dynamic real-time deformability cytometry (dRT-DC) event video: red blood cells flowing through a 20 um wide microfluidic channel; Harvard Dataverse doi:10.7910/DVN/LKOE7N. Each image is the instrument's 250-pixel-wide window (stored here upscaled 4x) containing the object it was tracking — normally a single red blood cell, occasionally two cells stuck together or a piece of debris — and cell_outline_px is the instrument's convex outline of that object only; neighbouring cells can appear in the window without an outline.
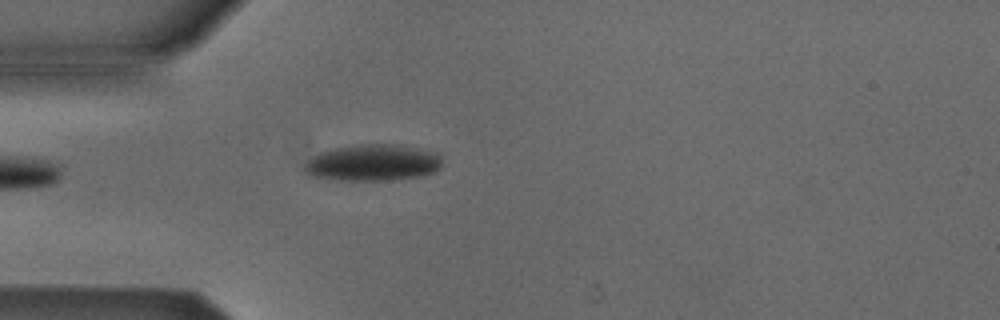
{"species": "Egyptian fruit bat (a non-hibernating species)", "species_latin": "Rousettus aegyptiacus", "temperature_condition": "cold", "stored_images_in_passage": 4, "camera_frame_rate_fps": 3000, "um_per_image_px": 0.085, "animal": {"sex": "male"}, "frame": {"image": 1, "passage_image": 4, "time_ms": 1.0, "image_size_px": [1000, 320], "cell_outline_px": [[440, 168], [432, 172], [420, 176], [384, 180], [340, 180], [312, 176], [304, 172], [304, 164], [312, 156], [320, 152], [332, 148], [360, 144], [400, 144], [436, 152], [440, 156]], "centroid_in_image_um": [31.66, 13.81], "position_along_channel_um": 53.3, "area_um2": 29.25}}